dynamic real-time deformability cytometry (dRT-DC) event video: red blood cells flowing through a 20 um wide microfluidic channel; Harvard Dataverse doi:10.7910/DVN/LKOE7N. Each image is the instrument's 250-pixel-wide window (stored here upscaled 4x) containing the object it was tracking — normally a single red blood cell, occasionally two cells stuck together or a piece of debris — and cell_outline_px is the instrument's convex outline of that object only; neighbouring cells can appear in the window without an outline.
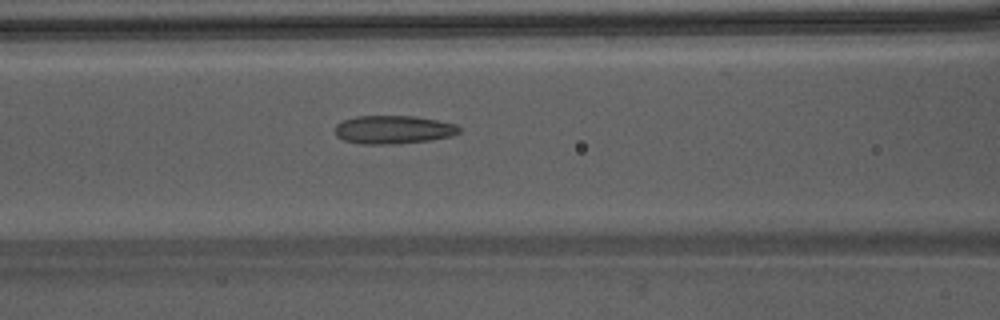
{"species": "Egyptian fruit bat (a non-hibernating species)", "species_latin": "Rousettus aegyptiacus", "temperature_condition": "warm", "stored_images_in_passage": 32, "camera_frame_rate_fps": 3000, "um_per_image_px": 0.085, "animal": {"sex": "male"}, "frame": {"image": 1, "passage_image": 5, "time_ms": 1.333, "image_size_px": [1000, 320], "cell_outline_px": [[460, 132], [452, 136], [428, 140], [392, 144], [360, 144], [344, 140], [336, 136], [336, 124], [344, 120], [356, 116], [416, 116], [456, 124], [460, 128]], "centroid_in_image_um": [33.43, 11.02], "position_along_channel_um": 133.2, "area_um2": 20.4}}
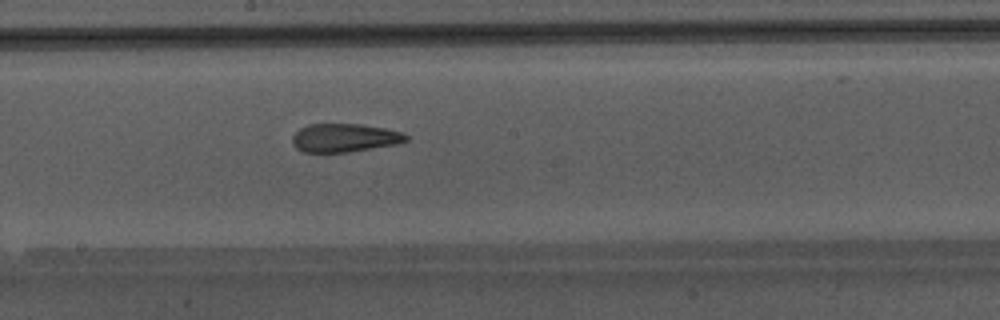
{"frame": {"image": 2, "passage_image": 11, "time_ms": 3.333, "image_size_px": [1000, 320], "cell_outline_px": [[408, 140], [400, 144], [348, 152], [304, 152], [296, 148], [292, 144], [292, 136], [300, 128], [308, 124], [360, 124], [384, 128], [404, 132], [408, 136]], "centroid_in_image_um": [29.31, 11.72], "position_along_channel_um": 218.9, "area_um2": 19.02}}
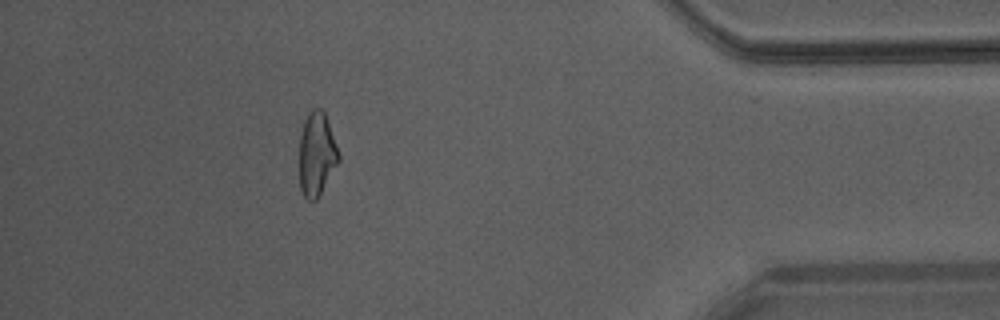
{"frame": {"image": 3, "passage_image": 27, "time_ms": 8.667, "image_size_px": [1000, 320], "cell_outline_px": [[340, 160], [316, 200], [308, 200], [304, 196], [300, 188], [300, 136], [308, 112], [312, 108], [320, 108], [324, 112], [340, 156]], "centroid_in_image_um": [26.91, 13.1], "position_along_channel_um": 408.3, "area_um2": 18.79}, "authors_computed_cell_mechanics": {"area_um2": 19.5942, "velocity_mm_per_s": 4.2926, "shape_relaxation_time_tau1_ms": null, "shape_relaxation_time_tau2_ms": 2.0672, "deformation_change_tau1": null, "deformation_change_tau2": 0.1054}}